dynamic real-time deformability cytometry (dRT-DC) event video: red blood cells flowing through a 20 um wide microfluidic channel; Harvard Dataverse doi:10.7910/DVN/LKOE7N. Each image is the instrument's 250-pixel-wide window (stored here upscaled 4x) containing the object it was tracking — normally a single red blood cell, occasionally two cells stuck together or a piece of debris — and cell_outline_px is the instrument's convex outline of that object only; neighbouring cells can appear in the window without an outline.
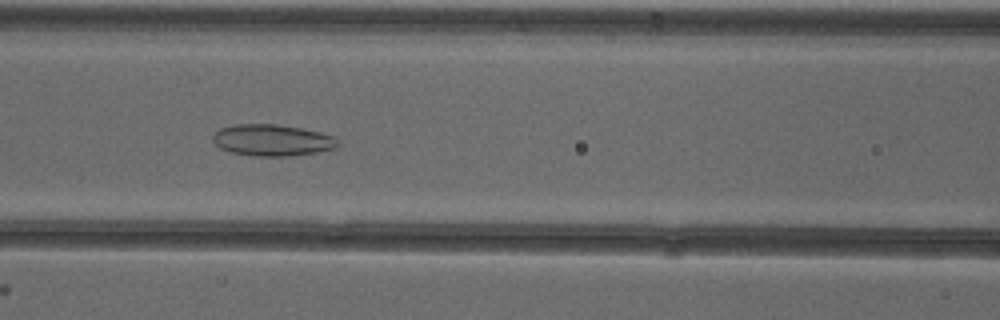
{"species": "common noctule bat (a hibernating species)", "species_latin": "Nyctalus noctula", "temperature_condition": "cold", "stored_images_in_passage": 37, "camera_frame_rate_fps": 3000, "um_per_image_px": 0.085, "animal": {"sex": "female"}, "frame": {"image": 1, "passage_image": 8, "time_ms": 2.333, "image_size_px": [1000, 320], "cell_outline_px": [[340, 144], [336, 148], [316, 152], [288, 156], [256, 156], [232, 152], [220, 148], [212, 140], [212, 136], [220, 128], [236, 124], [276, 124], [300, 128], [336, 136], [340, 140]], "centroid_in_image_um": [23.17, 11.91], "position_along_channel_um": 143.4, "area_um2": 22.95}}
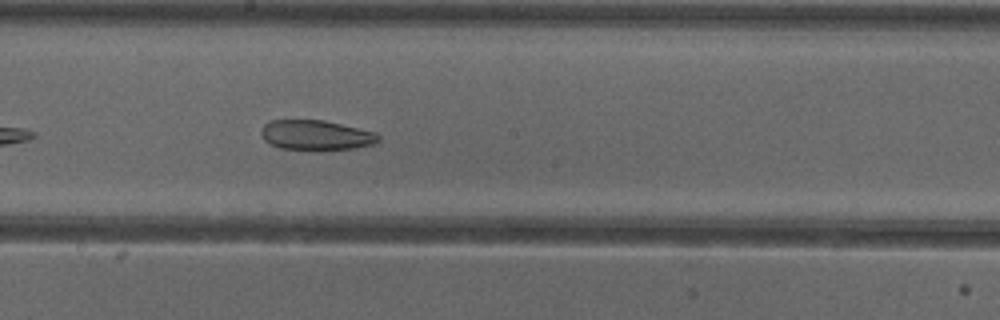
{"frame": {"image": 2, "passage_image": 14, "time_ms": 4.333, "image_size_px": [1000, 320], "cell_outline_px": [[380, 140], [372, 144], [356, 148], [280, 148], [264, 140], [260, 132], [264, 124], [272, 120], [324, 120], [376, 132], [380, 136]], "centroid_in_image_um": [26.87, 11.45], "position_along_channel_um": 221.3, "area_um2": 19.88}}
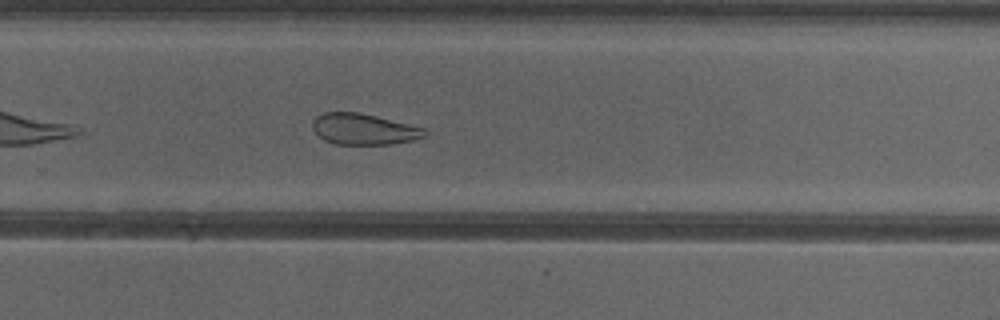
{"frame": {"image": 3, "passage_image": 20, "time_ms": 6.333, "image_size_px": [1000, 320], "cell_outline_px": [[428, 132], [424, 136], [412, 140], [392, 144], [336, 144], [324, 140], [312, 128], [312, 124], [316, 116], [324, 112], [360, 112], [424, 128]], "centroid_in_image_um": [30.9, 10.97], "position_along_channel_um": 298.9, "area_um2": 20.11}, "authors_computed_cell_mechanics": {"area_um2": 23.2934, "velocity_mm_per_s": 3.8948, "shape_relaxation_time_tau1_ms": null, "shape_relaxation_time_tau2_ms": 4.7058, "deformation_change_tau1": null, "deformation_change_tau2": 0.1218}}